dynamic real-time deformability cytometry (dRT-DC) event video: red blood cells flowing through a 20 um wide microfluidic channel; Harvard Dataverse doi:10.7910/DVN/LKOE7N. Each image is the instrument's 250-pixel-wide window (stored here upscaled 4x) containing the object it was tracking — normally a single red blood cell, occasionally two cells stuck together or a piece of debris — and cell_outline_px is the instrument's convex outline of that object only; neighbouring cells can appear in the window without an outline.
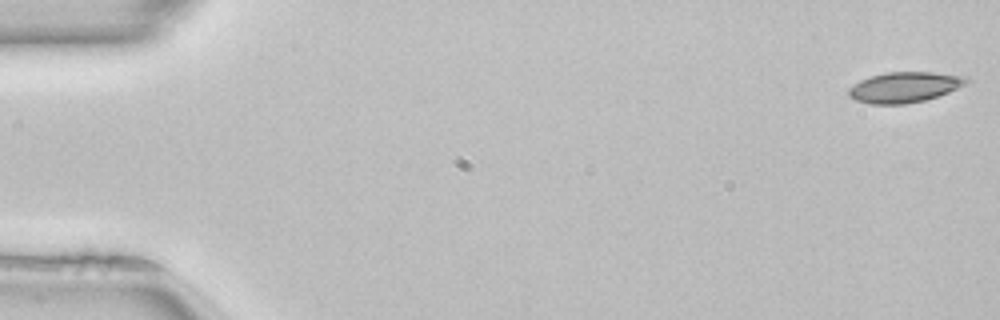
{"species": "common noctule bat (a hibernating species)", "species_latin": "Nyctalus noctula", "temperature_condition": "room temperature", "stored_images_in_passage": 51, "camera_frame_rate_fps": 3000, "um_per_image_px": 0.085, "animal": {"sex": "female", "body_mass_g": 22.7, "forearm_length_mm": 54.2}, "frame": {"image": 1, "passage_image": 1, "time_ms": 0.0, "image_size_px": [1000, 320], "cell_outline_px": [[972, 80], [948, 92], [924, 100], [904, 104], [868, 104], [856, 100], [848, 96], [848, 88], [860, 80], [872, 76], [888, 72], [932, 72], [968, 76]], "centroid_in_image_um": [76.87, 7.41], "position_along_channel_um": 8.1, "area_um2": 20.87}}
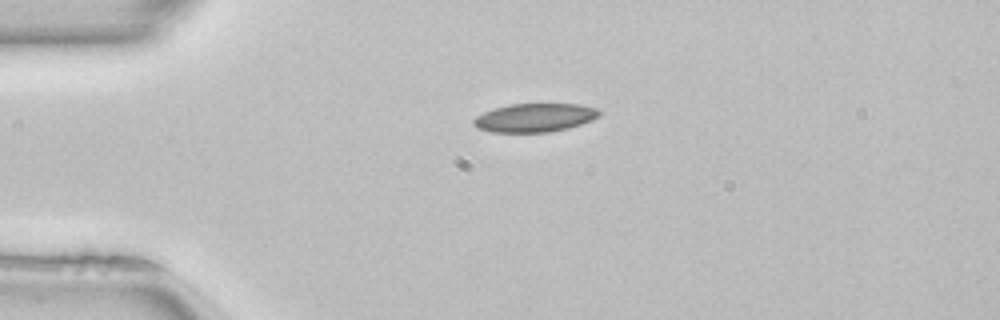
{"frame": {"image": 2, "passage_image": 12, "time_ms": 3.667, "image_size_px": [1000, 320], "cell_outline_px": [[604, 112], [600, 116], [592, 120], [568, 128], [548, 132], [488, 132], [476, 128], [472, 124], [472, 120], [476, 116], [484, 112], [496, 108], [512, 104], [580, 104], [596, 108]], "centroid_in_image_um": [45.46, 10.01], "position_along_channel_um": 39.5, "area_um2": 21.04}}
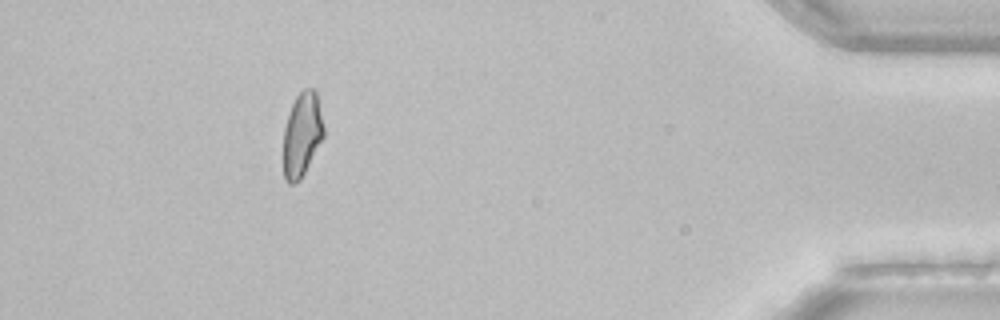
{"frame": {"image": 3, "passage_image": 46, "time_ms": 15.0, "image_size_px": [1000, 320], "cell_outline_px": [[324, 136], [300, 180], [296, 184], [288, 184], [284, 176], [284, 128], [292, 104], [296, 96], [304, 88], [316, 88], [324, 128]], "centroid_in_image_um": [25.68, 11.42], "position_along_channel_um": 409.5, "area_um2": 19.71}, "authors_computed_cell_mechanics": {"area_um2": 20.808, "velocity_mm_per_s": 4.048, "shape_relaxation_time_tau1_ms": 8.5685, "shape_relaxation_time_tau2_ms": null, "deformation_change_tau1": 0.1682, "deformation_change_tau2": null}}